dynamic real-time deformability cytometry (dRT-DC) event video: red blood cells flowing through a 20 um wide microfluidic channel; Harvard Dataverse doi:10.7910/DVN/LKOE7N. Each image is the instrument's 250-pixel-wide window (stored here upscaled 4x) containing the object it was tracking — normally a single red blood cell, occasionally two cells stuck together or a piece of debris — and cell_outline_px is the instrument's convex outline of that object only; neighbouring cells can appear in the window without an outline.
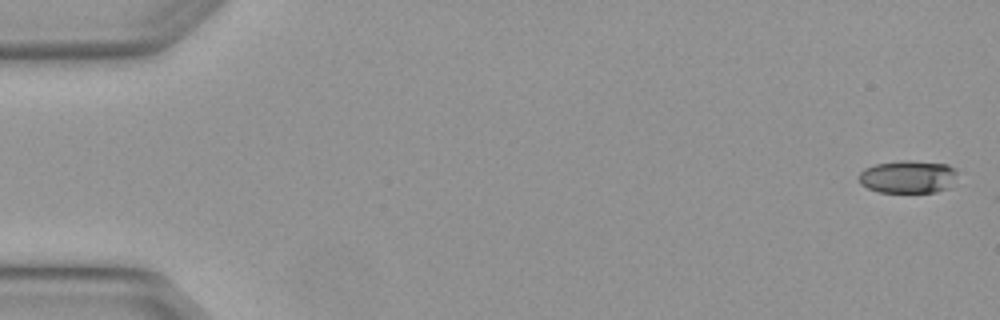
{"species": "Egyptian fruit bat (a non-hibernating species)", "species_latin": "Rousettus aegyptiacus", "temperature_condition": "warm", "stored_images_in_passage": 4, "segment_of_instrument_passage": [1, 2], "camera_frame_rate_fps": 3000, "um_per_image_px": 0.085, "animal": {"sex": "female"}, "frame": {"image": 1, "passage_image": 1, "time_ms": 0.0, "image_size_px": [1000, 320], "cell_outline_px": [[956, 172], [948, 188], [936, 192], [880, 192], [868, 188], [860, 184], [856, 176], [864, 168], [876, 164], [900, 160], [908, 160], [948, 164], [956, 168]], "centroid_in_image_um": [77.12, 15.02], "position_along_channel_um": 7.9, "area_um2": 18.9}}